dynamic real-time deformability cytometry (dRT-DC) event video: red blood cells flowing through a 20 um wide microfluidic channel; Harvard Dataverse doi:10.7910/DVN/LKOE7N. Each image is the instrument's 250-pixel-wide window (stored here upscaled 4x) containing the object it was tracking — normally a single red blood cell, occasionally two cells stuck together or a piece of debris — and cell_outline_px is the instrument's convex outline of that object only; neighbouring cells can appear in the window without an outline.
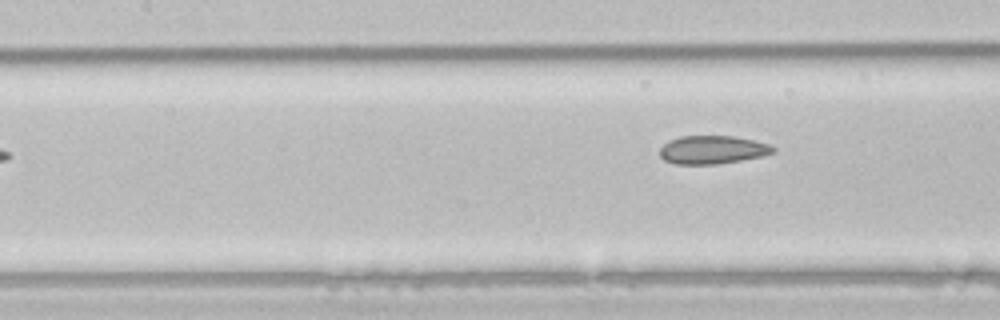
{"species": "common noctule bat (a hibernating species)", "species_latin": "Nyctalus noctula", "temperature_condition": "room temperature", "stored_images_in_passage": 6, "camera_frame_rate_fps": 3000, "um_per_image_px": 0.085, "animal": {"sex": "male", "body_mass_g": 21.5, "forearm_length_mm": 52.0}, "frame": {"image": 1, "passage_image": 6, "time_ms": 1.667, "image_size_px": [1000, 320], "cell_outline_px": [[776, 152], [764, 156], [716, 164], [676, 164], [664, 160], [660, 156], [660, 148], [668, 140], [680, 136], [732, 136], [752, 140], [768, 144], [776, 148]], "centroid_in_image_um": [60.55, 12.73], "position_along_channel_um": 146.8, "area_um2": 18.67}}